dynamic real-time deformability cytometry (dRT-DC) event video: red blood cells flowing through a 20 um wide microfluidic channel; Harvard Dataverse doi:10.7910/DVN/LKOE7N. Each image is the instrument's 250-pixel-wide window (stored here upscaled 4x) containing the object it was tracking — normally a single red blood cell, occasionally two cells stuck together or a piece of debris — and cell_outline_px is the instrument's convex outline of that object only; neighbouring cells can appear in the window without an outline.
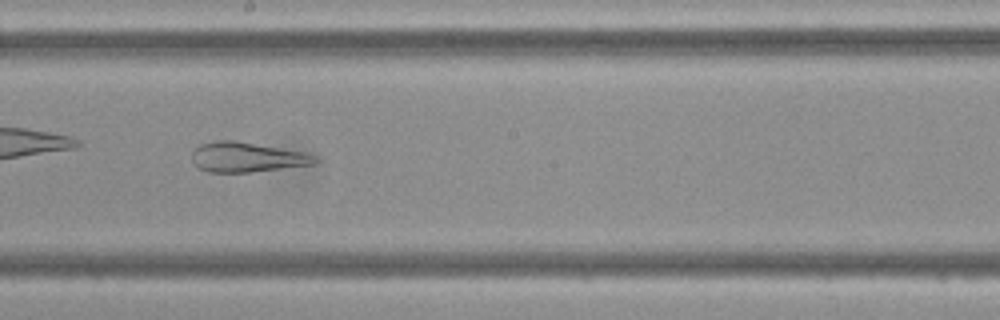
{"species": "Egyptian fruit bat (a non-hibernating species)", "species_latin": "Rousettus aegyptiacus", "temperature_condition": "cold", "stored_images_in_passage": 36, "camera_frame_rate_fps": 3000, "um_per_image_px": 0.085, "frame": {"image": 1, "passage_image": 21, "time_ms": 6.667, "image_size_px": [1000, 320], "cell_outline_px": [[320, 160], [316, 164], [248, 172], [208, 172], [192, 164], [192, 152], [200, 144], [216, 140], [232, 140], [304, 152], [320, 156]], "centroid_in_image_um": [21.0, 13.36], "position_along_channel_um": 227.2, "area_um2": 21.44}}